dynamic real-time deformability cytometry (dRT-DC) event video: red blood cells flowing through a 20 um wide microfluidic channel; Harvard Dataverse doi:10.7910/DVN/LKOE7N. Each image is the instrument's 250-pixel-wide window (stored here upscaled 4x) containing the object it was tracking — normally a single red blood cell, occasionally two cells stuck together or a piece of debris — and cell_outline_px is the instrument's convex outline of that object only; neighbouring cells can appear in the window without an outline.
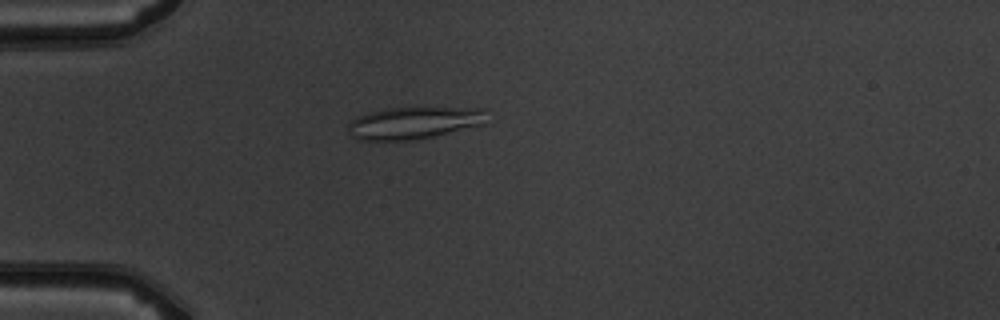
{"species": "common noctule bat (a hibernating species)", "species_latin": "Nyctalus noctula", "temperature_condition": "warm", "stored_images_in_passage": 4, "camera_frame_rate_fps": 3000, "um_per_image_px": 0.085, "animal": {"sex": "male", "body_mass_g": 19.5, "forearm_length_mm": 54.6}, "frame": {"image": 1, "passage_image": 4, "time_ms": 4.667, "image_size_px": [1000, 320], "cell_outline_px": [[484, 124], [432, 136], [412, 140], [356, 140], [352, 136], [348, 128], [348, 124], [352, 120], [368, 112], [384, 108], [484, 108]], "centroid_in_image_um": [35.12, 10.44], "position_along_channel_um": 49.9, "area_um2": 25.55}}